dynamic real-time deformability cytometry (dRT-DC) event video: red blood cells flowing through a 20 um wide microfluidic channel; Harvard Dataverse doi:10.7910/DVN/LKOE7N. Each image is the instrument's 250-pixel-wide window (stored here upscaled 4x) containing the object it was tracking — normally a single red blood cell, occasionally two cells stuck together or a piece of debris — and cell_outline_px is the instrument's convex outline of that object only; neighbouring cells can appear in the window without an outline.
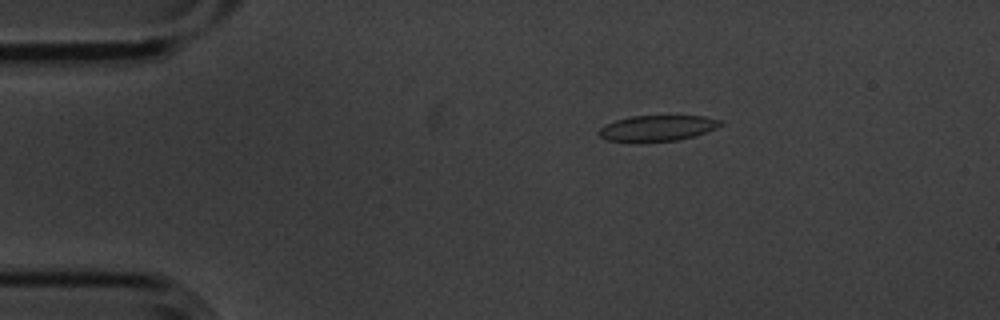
{"species": "common noctule bat (a hibernating species)", "species_latin": "Nyctalus noctula", "temperature_condition": "cold", "stored_images_in_passage": 8, "camera_frame_rate_fps": 3000, "um_per_image_px": 0.085, "animal": {"sex": "male", "body_mass_g": 20.1, "forearm_length_mm": 53.5}, "frame": {"image": 1, "passage_image": 1, "time_ms": 0.0, "image_size_px": [1000, 320], "cell_outline_px": [[724, 124], [716, 128], [692, 136], [676, 140], [640, 144], [636, 144], [608, 140], [600, 136], [596, 132], [604, 124], [616, 120], [632, 116], [704, 116], [724, 120]], "centroid_in_image_um": [55.82, 10.92], "position_along_channel_um": 29.2, "area_um2": 18.79}}
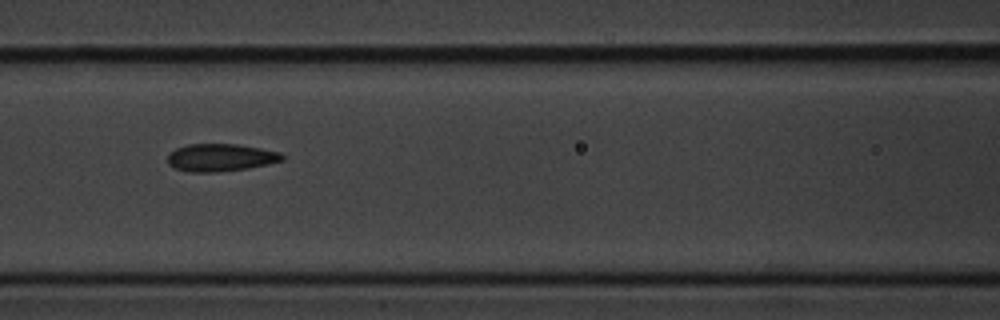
{"frame": {"image": 2, "passage_image": 5, "time_ms": 1.333, "image_size_px": [1000, 320], "cell_outline_px": [[284, 160], [268, 164], [248, 168], [216, 172], [188, 172], [176, 168], [168, 164], [168, 156], [176, 148], [188, 144], [236, 144], [260, 148], [280, 152], [284, 156]], "centroid_in_image_um": [18.76, 13.39], "position_along_channel_um": 147.8, "area_um2": 18.32}}
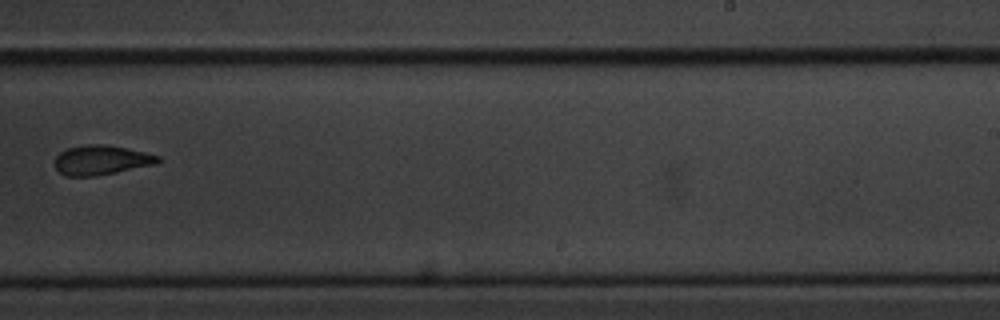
{"frame": {"image": 3, "passage_image": 8, "time_ms": 2.333, "image_size_px": [1000, 320], "cell_outline_px": [[160, 160], [156, 164], [116, 172], [92, 176], [64, 176], [56, 168], [56, 156], [60, 152], [68, 148], [84, 144], [104, 144], [144, 152], [160, 156]], "centroid_in_image_um": [8.59, 13.6], "position_along_channel_um": 280.4, "area_um2": 17.57}}